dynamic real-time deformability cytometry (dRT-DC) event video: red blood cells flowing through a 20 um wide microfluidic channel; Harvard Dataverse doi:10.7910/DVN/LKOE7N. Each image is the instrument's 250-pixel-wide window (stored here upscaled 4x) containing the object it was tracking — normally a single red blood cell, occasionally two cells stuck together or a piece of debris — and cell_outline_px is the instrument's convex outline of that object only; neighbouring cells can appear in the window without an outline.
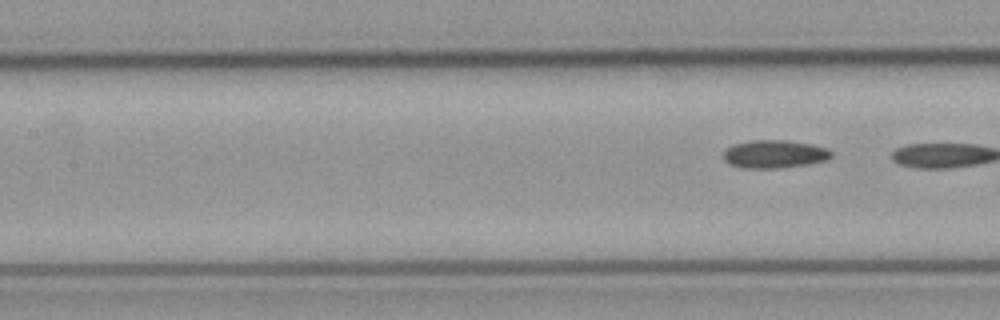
{"species": "common noctule bat (a hibernating species)", "species_latin": "Nyctalus noctula", "temperature_condition": "cold", "stored_images_in_passage": 8, "segment_of_instrument_passage": [2, 2], "camera_frame_rate_fps": 3000, "um_per_image_px": 0.085, "animal": {"sex": "male", "body_mass_g": 23.1, "forearm_length_mm": 52.7}, "frame": {"image": 1, "passage_image": 8, "time_ms": 9.333, "image_size_px": [1000, 320], "cell_outline_px": [[832, 156], [828, 160], [808, 164], [780, 168], [740, 168], [728, 164], [724, 160], [724, 152], [732, 144], [752, 140], [784, 140], [812, 144], [828, 148], [832, 152]], "centroid_in_image_um": [65.83, 13.1], "position_along_channel_um": 141.6, "area_um2": 17.8}}